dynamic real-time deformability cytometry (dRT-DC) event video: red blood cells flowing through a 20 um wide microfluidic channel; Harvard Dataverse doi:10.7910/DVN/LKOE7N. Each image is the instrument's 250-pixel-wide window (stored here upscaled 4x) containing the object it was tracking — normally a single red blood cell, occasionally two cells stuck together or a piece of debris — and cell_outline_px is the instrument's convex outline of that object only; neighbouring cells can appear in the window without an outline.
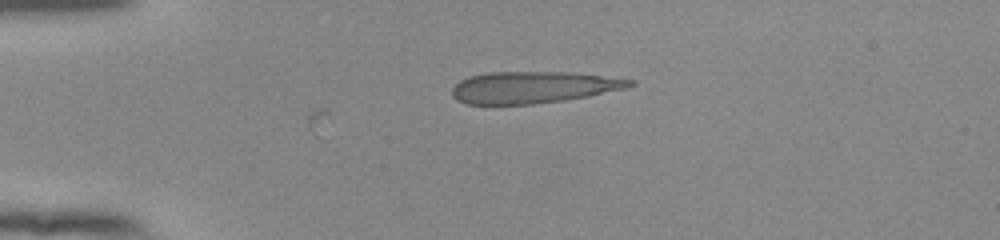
{"species": "human", "species_latin": "Homo sapiens", "temperature_condition": "room temperature", "stored_images_in_passage": 12, "camera_frame_rate_fps": 3000, "um_per_image_px": 0.085, "donor": {"sex": "female"}, "frame": {"image": 1, "passage_image": 1, "time_ms": 0.0, "image_size_px": [1000, 240], "cell_outline_px": [[636, 84], [624, 88], [588, 96], [564, 100], [532, 104], [468, 104], [456, 100], [452, 96], [452, 88], [460, 80], [468, 76], [488, 72], [568, 72], [636, 80]], "centroid_in_image_um": [45.28, 7.42], "position_along_channel_um": 39.7, "area_um2": 32.71}}
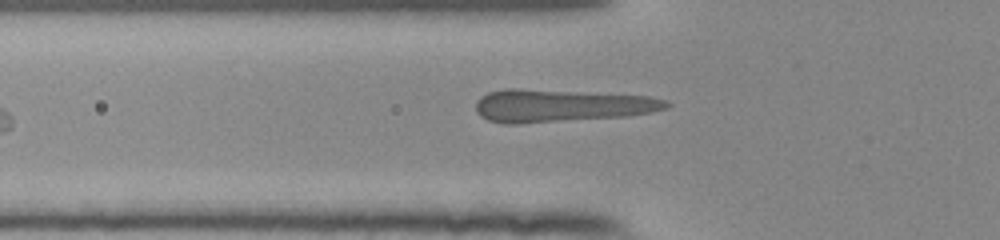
{"frame": {"image": 2, "passage_image": 7, "time_ms": 2.0, "image_size_px": [1000, 240], "cell_outline_px": [[672, 104], [668, 108], [652, 112], [628, 116], [516, 124], [504, 124], [488, 120], [480, 116], [476, 112], [476, 100], [480, 96], [488, 92], [504, 88], [520, 88], [648, 96], [668, 100]], "centroid_in_image_um": [47.67, 8.98], "position_along_channel_um": 78.1, "area_um2": 36.59}}